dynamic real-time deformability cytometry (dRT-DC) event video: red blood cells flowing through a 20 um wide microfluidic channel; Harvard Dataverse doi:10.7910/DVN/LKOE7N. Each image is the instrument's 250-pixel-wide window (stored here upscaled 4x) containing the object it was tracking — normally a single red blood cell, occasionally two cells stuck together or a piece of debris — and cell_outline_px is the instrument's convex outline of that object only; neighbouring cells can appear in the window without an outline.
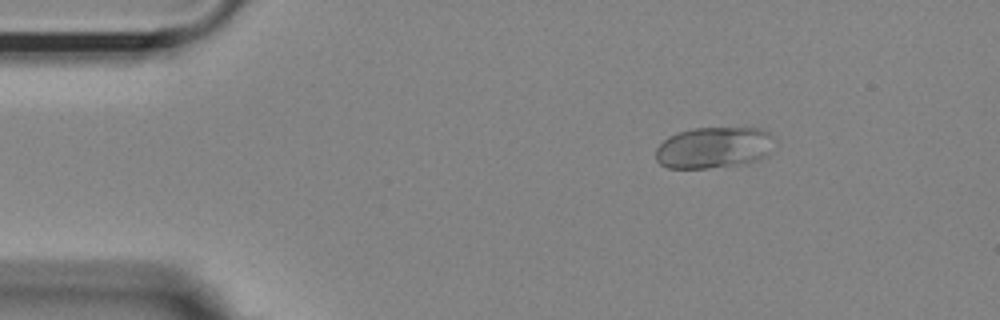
{"species": "Egyptian fruit bat (a non-hibernating species)", "species_latin": "Rousettus aegyptiacus", "temperature_condition": "room temperature", "stored_images_in_passage": 47, "camera_frame_rate_fps": 3000, "um_per_image_px": 0.085, "animal": {"sex": "female"}, "frame": {"image": 1, "passage_image": 1, "time_ms": 0.0, "image_size_px": [1000, 320], "cell_outline_px": [[772, 136], [768, 156], [756, 160], [740, 164], [708, 168], [668, 168], [660, 164], [656, 160], [656, 148], [668, 136], [692, 128], [760, 128], [768, 132]], "centroid_in_image_um": [60.63, 12.55], "position_along_channel_um": 24.4, "area_um2": 28.38}}
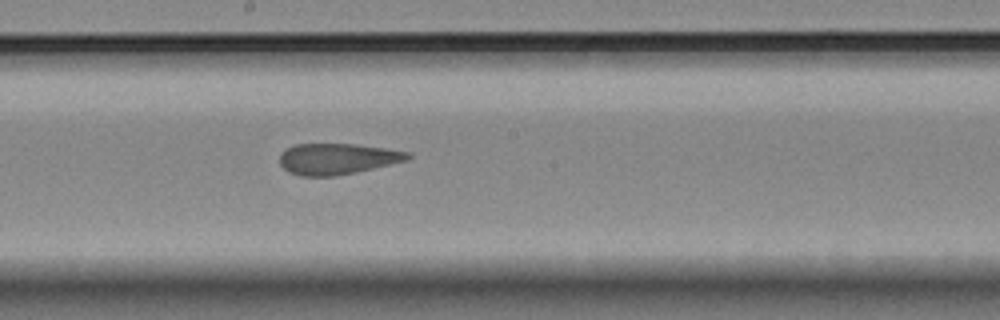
{"frame": {"image": 2, "passage_image": 21, "time_ms": 6.667, "image_size_px": [1000, 320], "cell_outline_px": [[412, 156], [408, 160], [356, 172], [336, 176], [300, 176], [288, 172], [280, 164], [280, 156], [288, 148], [296, 144], [356, 144], [412, 152]], "centroid_in_image_um": [28.7, 13.5], "position_along_channel_um": 219.5, "area_um2": 23.12}}
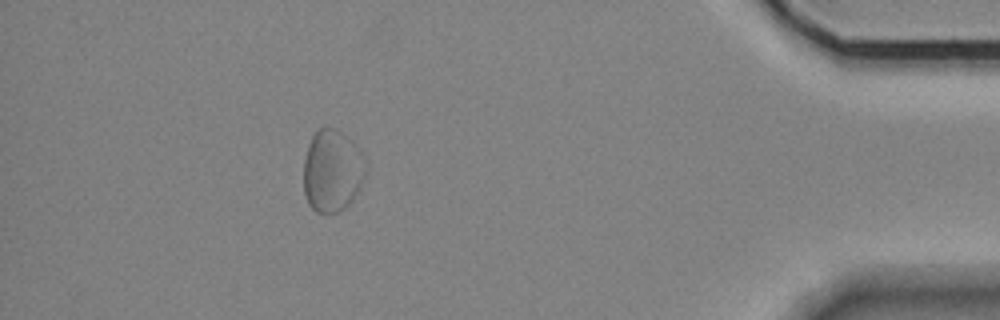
{"frame": {"image": 3, "passage_image": 41, "time_ms": 13.333, "image_size_px": [1000, 320], "cell_outline_px": [[368, 172], [360, 188], [352, 200], [344, 208], [336, 212], [316, 212], [308, 204], [304, 192], [304, 160], [308, 144], [312, 136], [320, 128], [336, 128], [348, 140]], "centroid_in_image_um": [28.18, 14.57], "position_along_channel_um": 407.0, "area_um2": 28.9}, "authors_computed_cell_mechanics": {"area_um2": 24.9118, "velocity_mm_per_s": 3.6203, "shape_relaxation_time_tau1_ms": null, "shape_relaxation_time_tau2_ms": 2.4626, "deformation_change_tau1": null, "deformation_change_tau2": 0.1001}}